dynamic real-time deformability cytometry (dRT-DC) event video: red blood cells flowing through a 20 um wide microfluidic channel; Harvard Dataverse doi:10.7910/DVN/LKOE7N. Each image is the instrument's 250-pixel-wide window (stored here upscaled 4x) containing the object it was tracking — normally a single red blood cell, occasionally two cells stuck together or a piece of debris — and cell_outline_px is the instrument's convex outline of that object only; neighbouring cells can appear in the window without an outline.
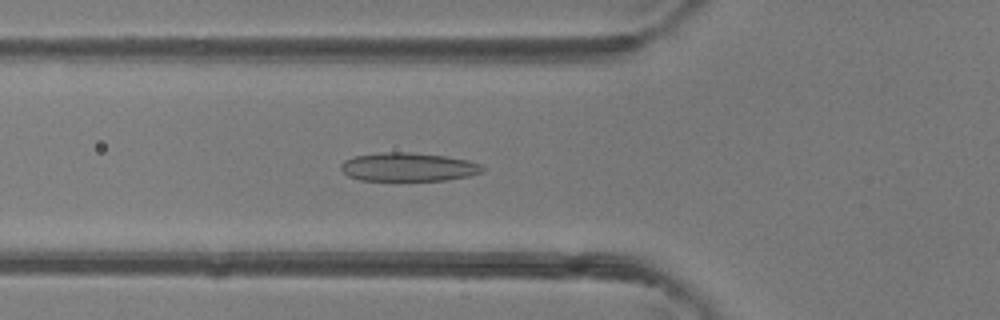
{"species": "common noctule bat (a hibernating species)", "species_latin": "Nyctalus noctula", "temperature_condition": "room temperature", "stored_images_in_passage": 46, "camera_frame_rate_fps": 3000, "um_per_image_px": 0.085, "animal": {"sex": "female"}, "frame": {"image": 1, "passage_image": 16, "time_ms": 5.0, "image_size_px": [1000, 320], "cell_outline_px": [[484, 172], [468, 176], [448, 180], [360, 180], [348, 176], [340, 168], [340, 164], [344, 160], [352, 156], [384, 152], [408, 152], [444, 156], [468, 160], [480, 164], [484, 168]], "centroid_in_image_um": [34.69, 14.19], "position_along_channel_um": 91.1, "area_um2": 23.58}}
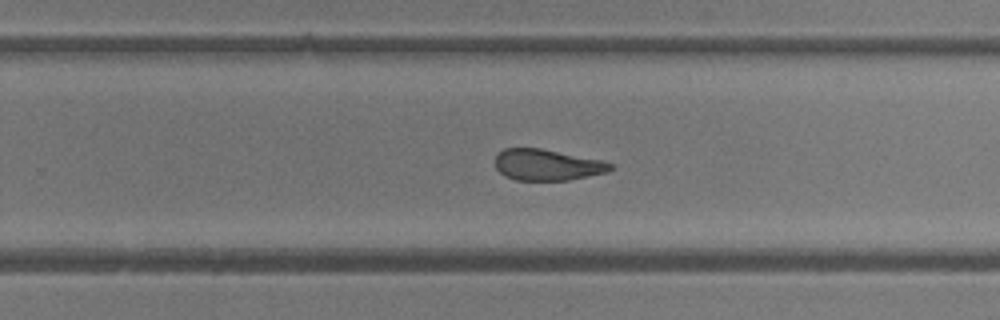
{"frame": {"image": 2, "passage_image": 29, "time_ms": 9.333, "image_size_px": [1000, 320], "cell_outline_px": [[612, 168], [608, 172], [568, 180], [516, 180], [504, 176], [496, 168], [496, 152], [504, 148], [540, 148], [600, 160], [612, 164]], "centroid_in_image_um": [46.46, 14.01], "position_along_channel_um": 283.3, "area_um2": 20.81}}
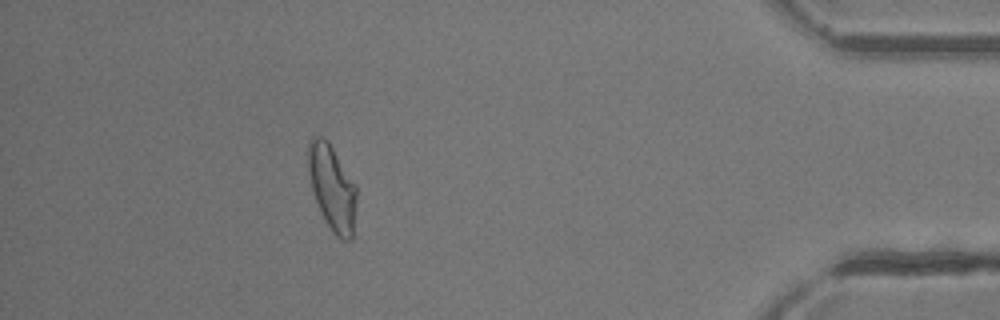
{"frame": {"image": 3, "passage_image": 41, "time_ms": 13.333, "image_size_px": [1000, 320], "cell_outline_px": [[356, 208], [352, 240], [340, 240], [332, 232], [324, 220], [316, 200], [312, 188], [308, 172], [308, 140], [312, 136], [324, 136], [328, 140], [356, 184]], "centroid_in_image_um": [28.24, 15.94], "position_along_channel_um": 407.0, "area_um2": 24.39}, "authors_computed_cell_mechanics": {"area_um2": 23.987, "velocity_mm_per_s": 4.4303, "shape_relaxation_time_tau1_ms": null, "shape_relaxation_time_tau2_ms": 1.6451, "deformation_change_tau1": null, "deformation_change_tau2": 0.0945}}